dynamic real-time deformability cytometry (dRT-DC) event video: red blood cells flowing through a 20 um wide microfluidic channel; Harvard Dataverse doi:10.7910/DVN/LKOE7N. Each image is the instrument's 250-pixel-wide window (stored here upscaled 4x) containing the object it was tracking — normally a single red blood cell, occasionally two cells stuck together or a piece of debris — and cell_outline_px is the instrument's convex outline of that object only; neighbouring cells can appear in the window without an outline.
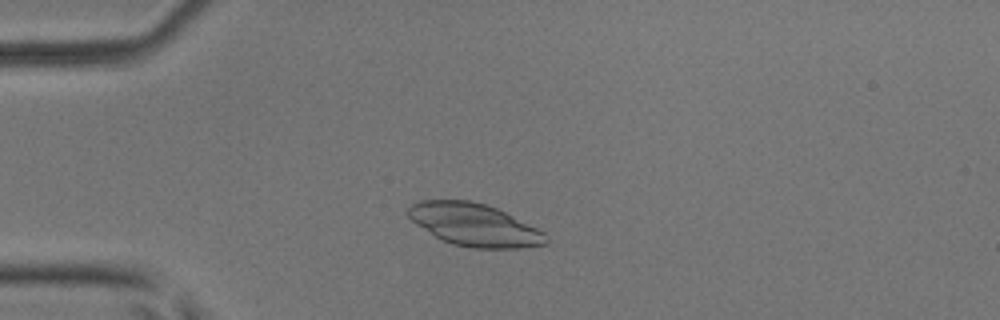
{"species": "common noctule bat (a hibernating species)", "species_latin": "Nyctalus noctula", "temperature_condition": "room temperature", "stored_images_in_passage": 3, "camera_frame_rate_fps": 3000, "um_per_image_px": 0.085, "animal": {"sex": "male", "body_mass_g": 17.9, "forearm_length_mm": 54.2}, "frame": {"image": 1, "passage_image": 3, "time_ms": 0.667, "image_size_px": [1000, 320], "cell_outline_px": [[548, 244], [520, 248], [472, 248], [452, 244], [440, 240], [416, 224], [408, 216], [408, 208], [412, 204], [420, 200], [468, 200], [484, 204], [496, 208], [544, 232], [548, 236]], "centroid_in_image_um": [40.31, 19.12], "position_along_channel_um": 44.7, "area_um2": 33.99}}